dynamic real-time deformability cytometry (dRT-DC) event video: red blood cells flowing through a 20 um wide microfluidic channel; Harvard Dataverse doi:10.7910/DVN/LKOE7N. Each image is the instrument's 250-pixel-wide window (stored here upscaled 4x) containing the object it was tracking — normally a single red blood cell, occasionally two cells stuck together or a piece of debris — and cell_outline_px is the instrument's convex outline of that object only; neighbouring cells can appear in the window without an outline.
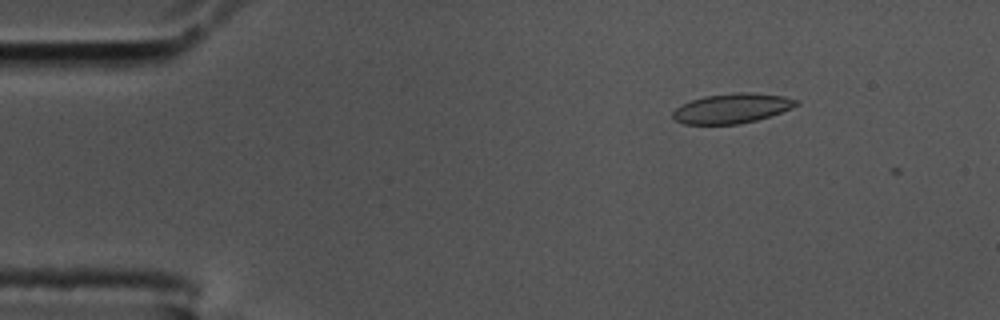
{"species": "common noctule bat (a hibernating species)", "species_latin": "Nyctalus noctula", "temperature_condition": "cold", "stored_images_in_passage": 8, "camera_frame_rate_fps": 3000, "um_per_image_px": 0.085, "animal": {"sex": "male", "body_mass_g": 17.5, "forearm_length_mm": 52.3}, "frame": {"image": 1, "passage_image": 4, "time_ms": 1.0, "image_size_px": [1000, 320], "cell_outline_px": [[800, 104], [792, 108], [756, 120], [740, 124], [684, 124], [676, 120], [672, 116], [672, 112], [680, 104], [704, 96], [736, 92], [748, 92], [784, 96], [800, 100]], "centroid_in_image_um": [62.22, 9.2], "position_along_channel_um": 22.8, "area_um2": 21.44}}